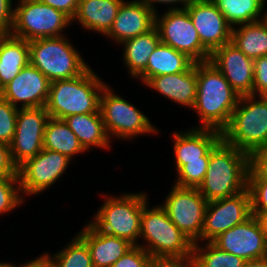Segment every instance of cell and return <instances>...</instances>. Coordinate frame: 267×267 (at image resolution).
Masks as SVG:
<instances>
[{
  "mask_svg": "<svg viewBox=\"0 0 267 267\" xmlns=\"http://www.w3.org/2000/svg\"><path fill=\"white\" fill-rule=\"evenodd\" d=\"M240 96L222 73L210 62H197V93L191 110L198 115L200 125L222 131L229 123Z\"/></svg>",
  "mask_w": 267,
  "mask_h": 267,
  "instance_id": "6da1fadb",
  "label": "cell"
},
{
  "mask_svg": "<svg viewBox=\"0 0 267 267\" xmlns=\"http://www.w3.org/2000/svg\"><path fill=\"white\" fill-rule=\"evenodd\" d=\"M252 157L222 139L210 152L208 168L197 188L207 202L237 195L247 189Z\"/></svg>",
  "mask_w": 267,
  "mask_h": 267,
  "instance_id": "7a4b0ae2",
  "label": "cell"
},
{
  "mask_svg": "<svg viewBox=\"0 0 267 267\" xmlns=\"http://www.w3.org/2000/svg\"><path fill=\"white\" fill-rule=\"evenodd\" d=\"M143 206L140 237L142 247L155 261L189 260L194 243L170 220L161 206Z\"/></svg>",
  "mask_w": 267,
  "mask_h": 267,
  "instance_id": "3957f363",
  "label": "cell"
},
{
  "mask_svg": "<svg viewBox=\"0 0 267 267\" xmlns=\"http://www.w3.org/2000/svg\"><path fill=\"white\" fill-rule=\"evenodd\" d=\"M107 86L90 67L81 75L51 82L46 110L49 117L100 112V97Z\"/></svg>",
  "mask_w": 267,
  "mask_h": 267,
  "instance_id": "277c9868",
  "label": "cell"
},
{
  "mask_svg": "<svg viewBox=\"0 0 267 267\" xmlns=\"http://www.w3.org/2000/svg\"><path fill=\"white\" fill-rule=\"evenodd\" d=\"M221 138L252 158L267 147V96H240Z\"/></svg>",
  "mask_w": 267,
  "mask_h": 267,
  "instance_id": "5b68a950",
  "label": "cell"
},
{
  "mask_svg": "<svg viewBox=\"0 0 267 267\" xmlns=\"http://www.w3.org/2000/svg\"><path fill=\"white\" fill-rule=\"evenodd\" d=\"M104 203L90 221L99 231L126 239L139 245L143 206L149 201L146 193H124L120 196L103 195Z\"/></svg>",
  "mask_w": 267,
  "mask_h": 267,
  "instance_id": "8992f818",
  "label": "cell"
},
{
  "mask_svg": "<svg viewBox=\"0 0 267 267\" xmlns=\"http://www.w3.org/2000/svg\"><path fill=\"white\" fill-rule=\"evenodd\" d=\"M30 64L51 82L75 78L90 66L66 36L28 41Z\"/></svg>",
  "mask_w": 267,
  "mask_h": 267,
  "instance_id": "52a82bcc",
  "label": "cell"
},
{
  "mask_svg": "<svg viewBox=\"0 0 267 267\" xmlns=\"http://www.w3.org/2000/svg\"><path fill=\"white\" fill-rule=\"evenodd\" d=\"M10 34L31 41L63 36L72 19L64 12L36 0H18Z\"/></svg>",
  "mask_w": 267,
  "mask_h": 267,
  "instance_id": "ba28073f",
  "label": "cell"
},
{
  "mask_svg": "<svg viewBox=\"0 0 267 267\" xmlns=\"http://www.w3.org/2000/svg\"><path fill=\"white\" fill-rule=\"evenodd\" d=\"M132 103L120 97L107 85L100 97V112L106 132L111 139H128L140 135L158 133V129L149 118Z\"/></svg>",
  "mask_w": 267,
  "mask_h": 267,
  "instance_id": "9c48e42d",
  "label": "cell"
},
{
  "mask_svg": "<svg viewBox=\"0 0 267 267\" xmlns=\"http://www.w3.org/2000/svg\"><path fill=\"white\" fill-rule=\"evenodd\" d=\"M166 10L161 16L158 13L155 15V27L161 43L185 53L195 63L209 61L211 54L202 46L188 11Z\"/></svg>",
  "mask_w": 267,
  "mask_h": 267,
  "instance_id": "30bf717a",
  "label": "cell"
},
{
  "mask_svg": "<svg viewBox=\"0 0 267 267\" xmlns=\"http://www.w3.org/2000/svg\"><path fill=\"white\" fill-rule=\"evenodd\" d=\"M207 204L197 188L174 185L161 206L170 220L195 244L201 241Z\"/></svg>",
  "mask_w": 267,
  "mask_h": 267,
  "instance_id": "8fae6325",
  "label": "cell"
},
{
  "mask_svg": "<svg viewBox=\"0 0 267 267\" xmlns=\"http://www.w3.org/2000/svg\"><path fill=\"white\" fill-rule=\"evenodd\" d=\"M71 159L59 152L43 148L35 157L18 167V177L23 198L38 195L49 189L63 176Z\"/></svg>",
  "mask_w": 267,
  "mask_h": 267,
  "instance_id": "7c38bea8",
  "label": "cell"
},
{
  "mask_svg": "<svg viewBox=\"0 0 267 267\" xmlns=\"http://www.w3.org/2000/svg\"><path fill=\"white\" fill-rule=\"evenodd\" d=\"M48 118L46 107L18 109L16 129L9 145L12 161L17 167L42 151Z\"/></svg>",
  "mask_w": 267,
  "mask_h": 267,
  "instance_id": "4fadbf2b",
  "label": "cell"
},
{
  "mask_svg": "<svg viewBox=\"0 0 267 267\" xmlns=\"http://www.w3.org/2000/svg\"><path fill=\"white\" fill-rule=\"evenodd\" d=\"M251 215V198L248 188L237 195L208 202L201 242H212L220 234L244 222Z\"/></svg>",
  "mask_w": 267,
  "mask_h": 267,
  "instance_id": "5bb4252c",
  "label": "cell"
},
{
  "mask_svg": "<svg viewBox=\"0 0 267 267\" xmlns=\"http://www.w3.org/2000/svg\"><path fill=\"white\" fill-rule=\"evenodd\" d=\"M185 9L210 54L231 42L232 27L212 0H193Z\"/></svg>",
  "mask_w": 267,
  "mask_h": 267,
  "instance_id": "9a60e30c",
  "label": "cell"
},
{
  "mask_svg": "<svg viewBox=\"0 0 267 267\" xmlns=\"http://www.w3.org/2000/svg\"><path fill=\"white\" fill-rule=\"evenodd\" d=\"M212 243L245 261L267 257V246L261 224L255 215L220 234Z\"/></svg>",
  "mask_w": 267,
  "mask_h": 267,
  "instance_id": "2e32d148",
  "label": "cell"
},
{
  "mask_svg": "<svg viewBox=\"0 0 267 267\" xmlns=\"http://www.w3.org/2000/svg\"><path fill=\"white\" fill-rule=\"evenodd\" d=\"M50 84L51 81L29 63L0 91V96L17 108L45 107Z\"/></svg>",
  "mask_w": 267,
  "mask_h": 267,
  "instance_id": "e0dca14e",
  "label": "cell"
},
{
  "mask_svg": "<svg viewBox=\"0 0 267 267\" xmlns=\"http://www.w3.org/2000/svg\"><path fill=\"white\" fill-rule=\"evenodd\" d=\"M239 96L253 95L254 60L231 42L216 49L209 60Z\"/></svg>",
  "mask_w": 267,
  "mask_h": 267,
  "instance_id": "ac0fdd59",
  "label": "cell"
},
{
  "mask_svg": "<svg viewBox=\"0 0 267 267\" xmlns=\"http://www.w3.org/2000/svg\"><path fill=\"white\" fill-rule=\"evenodd\" d=\"M156 12L141 0L123 1L110 30L104 35L115 43L144 34L155 27Z\"/></svg>",
  "mask_w": 267,
  "mask_h": 267,
  "instance_id": "d6986e66",
  "label": "cell"
},
{
  "mask_svg": "<svg viewBox=\"0 0 267 267\" xmlns=\"http://www.w3.org/2000/svg\"><path fill=\"white\" fill-rule=\"evenodd\" d=\"M177 172L188 162L210 157L214 146L222 139L221 131L211 128H191L172 133Z\"/></svg>",
  "mask_w": 267,
  "mask_h": 267,
  "instance_id": "ffe728a7",
  "label": "cell"
},
{
  "mask_svg": "<svg viewBox=\"0 0 267 267\" xmlns=\"http://www.w3.org/2000/svg\"><path fill=\"white\" fill-rule=\"evenodd\" d=\"M78 236L87 244L93 267H110L134 245L117 236L99 231L91 222L87 223Z\"/></svg>",
  "mask_w": 267,
  "mask_h": 267,
  "instance_id": "44dd1931",
  "label": "cell"
},
{
  "mask_svg": "<svg viewBox=\"0 0 267 267\" xmlns=\"http://www.w3.org/2000/svg\"><path fill=\"white\" fill-rule=\"evenodd\" d=\"M145 85L186 108H193L197 93V63L177 74L150 78Z\"/></svg>",
  "mask_w": 267,
  "mask_h": 267,
  "instance_id": "7402d4cb",
  "label": "cell"
},
{
  "mask_svg": "<svg viewBox=\"0 0 267 267\" xmlns=\"http://www.w3.org/2000/svg\"><path fill=\"white\" fill-rule=\"evenodd\" d=\"M124 0H79L77 11L72 18L82 28L105 35L111 28Z\"/></svg>",
  "mask_w": 267,
  "mask_h": 267,
  "instance_id": "603a6c76",
  "label": "cell"
},
{
  "mask_svg": "<svg viewBox=\"0 0 267 267\" xmlns=\"http://www.w3.org/2000/svg\"><path fill=\"white\" fill-rule=\"evenodd\" d=\"M29 63L28 41L10 33L0 34V91Z\"/></svg>",
  "mask_w": 267,
  "mask_h": 267,
  "instance_id": "cb8c5ba5",
  "label": "cell"
},
{
  "mask_svg": "<svg viewBox=\"0 0 267 267\" xmlns=\"http://www.w3.org/2000/svg\"><path fill=\"white\" fill-rule=\"evenodd\" d=\"M86 151L91 147L110 149L112 142L106 132L101 112L67 116L63 119Z\"/></svg>",
  "mask_w": 267,
  "mask_h": 267,
  "instance_id": "d4e9b609",
  "label": "cell"
},
{
  "mask_svg": "<svg viewBox=\"0 0 267 267\" xmlns=\"http://www.w3.org/2000/svg\"><path fill=\"white\" fill-rule=\"evenodd\" d=\"M193 63L185 53L160 42L150 55L146 69L136 79L144 85L152 77L182 73Z\"/></svg>",
  "mask_w": 267,
  "mask_h": 267,
  "instance_id": "484cf974",
  "label": "cell"
},
{
  "mask_svg": "<svg viewBox=\"0 0 267 267\" xmlns=\"http://www.w3.org/2000/svg\"><path fill=\"white\" fill-rule=\"evenodd\" d=\"M160 42L158 30L154 27L121 43L124 46L123 62L132 78H137L146 69L150 55Z\"/></svg>",
  "mask_w": 267,
  "mask_h": 267,
  "instance_id": "4316f807",
  "label": "cell"
},
{
  "mask_svg": "<svg viewBox=\"0 0 267 267\" xmlns=\"http://www.w3.org/2000/svg\"><path fill=\"white\" fill-rule=\"evenodd\" d=\"M232 28L231 43L244 55L256 59L267 55V24L261 19Z\"/></svg>",
  "mask_w": 267,
  "mask_h": 267,
  "instance_id": "83f0119b",
  "label": "cell"
},
{
  "mask_svg": "<svg viewBox=\"0 0 267 267\" xmlns=\"http://www.w3.org/2000/svg\"><path fill=\"white\" fill-rule=\"evenodd\" d=\"M43 148L59 152L70 159L78 153L86 152L67 123L53 117H49L45 125Z\"/></svg>",
  "mask_w": 267,
  "mask_h": 267,
  "instance_id": "f1b7e54d",
  "label": "cell"
},
{
  "mask_svg": "<svg viewBox=\"0 0 267 267\" xmlns=\"http://www.w3.org/2000/svg\"><path fill=\"white\" fill-rule=\"evenodd\" d=\"M229 25H239L263 19L266 0H212Z\"/></svg>",
  "mask_w": 267,
  "mask_h": 267,
  "instance_id": "f546056e",
  "label": "cell"
},
{
  "mask_svg": "<svg viewBox=\"0 0 267 267\" xmlns=\"http://www.w3.org/2000/svg\"><path fill=\"white\" fill-rule=\"evenodd\" d=\"M193 261L196 267H243L246 262L243 258L229 252L222 251L212 242L193 246Z\"/></svg>",
  "mask_w": 267,
  "mask_h": 267,
  "instance_id": "4dcf8cb0",
  "label": "cell"
},
{
  "mask_svg": "<svg viewBox=\"0 0 267 267\" xmlns=\"http://www.w3.org/2000/svg\"><path fill=\"white\" fill-rule=\"evenodd\" d=\"M52 257L56 267H93L87 244L78 235Z\"/></svg>",
  "mask_w": 267,
  "mask_h": 267,
  "instance_id": "1f68e13d",
  "label": "cell"
},
{
  "mask_svg": "<svg viewBox=\"0 0 267 267\" xmlns=\"http://www.w3.org/2000/svg\"><path fill=\"white\" fill-rule=\"evenodd\" d=\"M251 198V213L256 217L267 212V173L253 160L248 172V185Z\"/></svg>",
  "mask_w": 267,
  "mask_h": 267,
  "instance_id": "d6a6232c",
  "label": "cell"
},
{
  "mask_svg": "<svg viewBox=\"0 0 267 267\" xmlns=\"http://www.w3.org/2000/svg\"><path fill=\"white\" fill-rule=\"evenodd\" d=\"M24 200L18 176L0 177V215L12 212Z\"/></svg>",
  "mask_w": 267,
  "mask_h": 267,
  "instance_id": "836d02e7",
  "label": "cell"
},
{
  "mask_svg": "<svg viewBox=\"0 0 267 267\" xmlns=\"http://www.w3.org/2000/svg\"><path fill=\"white\" fill-rule=\"evenodd\" d=\"M210 157H202V161L188 162L177 173L174 185L198 188L208 168Z\"/></svg>",
  "mask_w": 267,
  "mask_h": 267,
  "instance_id": "e575fe53",
  "label": "cell"
},
{
  "mask_svg": "<svg viewBox=\"0 0 267 267\" xmlns=\"http://www.w3.org/2000/svg\"><path fill=\"white\" fill-rule=\"evenodd\" d=\"M17 107L0 96V142L10 145L16 129Z\"/></svg>",
  "mask_w": 267,
  "mask_h": 267,
  "instance_id": "d590c367",
  "label": "cell"
},
{
  "mask_svg": "<svg viewBox=\"0 0 267 267\" xmlns=\"http://www.w3.org/2000/svg\"><path fill=\"white\" fill-rule=\"evenodd\" d=\"M154 262L142 247L134 245L110 267H153Z\"/></svg>",
  "mask_w": 267,
  "mask_h": 267,
  "instance_id": "8d00e7d4",
  "label": "cell"
},
{
  "mask_svg": "<svg viewBox=\"0 0 267 267\" xmlns=\"http://www.w3.org/2000/svg\"><path fill=\"white\" fill-rule=\"evenodd\" d=\"M253 95L267 96V55L254 59Z\"/></svg>",
  "mask_w": 267,
  "mask_h": 267,
  "instance_id": "74e56055",
  "label": "cell"
},
{
  "mask_svg": "<svg viewBox=\"0 0 267 267\" xmlns=\"http://www.w3.org/2000/svg\"><path fill=\"white\" fill-rule=\"evenodd\" d=\"M18 176V167L13 163L10 146L0 142V177Z\"/></svg>",
  "mask_w": 267,
  "mask_h": 267,
  "instance_id": "f35d334b",
  "label": "cell"
},
{
  "mask_svg": "<svg viewBox=\"0 0 267 267\" xmlns=\"http://www.w3.org/2000/svg\"><path fill=\"white\" fill-rule=\"evenodd\" d=\"M13 1L0 0V34L10 33L12 29L14 20Z\"/></svg>",
  "mask_w": 267,
  "mask_h": 267,
  "instance_id": "ab89813d",
  "label": "cell"
},
{
  "mask_svg": "<svg viewBox=\"0 0 267 267\" xmlns=\"http://www.w3.org/2000/svg\"><path fill=\"white\" fill-rule=\"evenodd\" d=\"M40 3L52 6L68 15L71 19L75 16L79 0H36Z\"/></svg>",
  "mask_w": 267,
  "mask_h": 267,
  "instance_id": "60d3db41",
  "label": "cell"
},
{
  "mask_svg": "<svg viewBox=\"0 0 267 267\" xmlns=\"http://www.w3.org/2000/svg\"><path fill=\"white\" fill-rule=\"evenodd\" d=\"M14 267H18V265ZM19 267H56V263L54 261V258L52 257V254H49L48 252H44L37 258H34L31 261H28L27 263L21 264Z\"/></svg>",
  "mask_w": 267,
  "mask_h": 267,
  "instance_id": "b9f144b4",
  "label": "cell"
},
{
  "mask_svg": "<svg viewBox=\"0 0 267 267\" xmlns=\"http://www.w3.org/2000/svg\"><path fill=\"white\" fill-rule=\"evenodd\" d=\"M144 2L152 11L158 12L156 7V3H160V5L163 4H169L173 5L172 8L169 7V9H185L187 5L193 1V0H141ZM180 2V3H179ZM176 3L180 4V7L175 5ZM182 4V5H181ZM177 6V7H176Z\"/></svg>",
  "mask_w": 267,
  "mask_h": 267,
  "instance_id": "7bdbcfd3",
  "label": "cell"
},
{
  "mask_svg": "<svg viewBox=\"0 0 267 267\" xmlns=\"http://www.w3.org/2000/svg\"><path fill=\"white\" fill-rule=\"evenodd\" d=\"M153 267H196L193 259L189 260H172V261H155Z\"/></svg>",
  "mask_w": 267,
  "mask_h": 267,
  "instance_id": "ee69618b",
  "label": "cell"
},
{
  "mask_svg": "<svg viewBox=\"0 0 267 267\" xmlns=\"http://www.w3.org/2000/svg\"><path fill=\"white\" fill-rule=\"evenodd\" d=\"M252 160L267 173V147L262 148Z\"/></svg>",
  "mask_w": 267,
  "mask_h": 267,
  "instance_id": "f6af8a7d",
  "label": "cell"
},
{
  "mask_svg": "<svg viewBox=\"0 0 267 267\" xmlns=\"http://www.w3.org/2000/svg\"><path fill=\"white\" fill-rule=\"evenodd\" d=\"M243 267H267V257L255 260H248Z\"/></svg>",
  "mask_w": 267,
  "mask_h": 267,
  "instance_id": "bcb514c9",
  "label": "cell"
},
{
  "mask_svg": "<svg viewBox=\"0 0 267 267\" xmlns=\"http://www.w3.org/2000/svg\"><path fill=\"white\" fill-rule=\"evenodd\" d=\"M257 218L264 232L265 239H266V246H267V212L261 213L259 216H257Z\"/></svg>",
  "mask_w": 267,
  "mask_h": 267,
  "instance_id": "7dc6e473",
  "label": "cell"
},
{
  "mask_svg": "<svg viewBox=\"0 0 267 267\" xmlns=\"http://www.w3.org/2000/svg\"><path fill=\"white\" fill-rule=\"evenodd\" d=\"M15 265L13 263H7V262H0V267H14Z\"/></svg>",
  "mask_w": 267,
  "mask_h": 267,
  "instance_id": "c3c4849f",
  "label": "cell"
},
{
  "mask_svg": "<svg viewBox=\"0 0 267 267\" xmlns=\"http://www.w3.org/2000/svg\"><path fill=\"white\" fill-rule=\"evenodd\" d=\"M263 20L266 22L267 24V10L264 11V14H263Z\"/></svg>",
  "mask_w": 267,
  "mask_h": 267,
  "instance_id": "681fc988",
  "label": "cell"
}]
</instances>
